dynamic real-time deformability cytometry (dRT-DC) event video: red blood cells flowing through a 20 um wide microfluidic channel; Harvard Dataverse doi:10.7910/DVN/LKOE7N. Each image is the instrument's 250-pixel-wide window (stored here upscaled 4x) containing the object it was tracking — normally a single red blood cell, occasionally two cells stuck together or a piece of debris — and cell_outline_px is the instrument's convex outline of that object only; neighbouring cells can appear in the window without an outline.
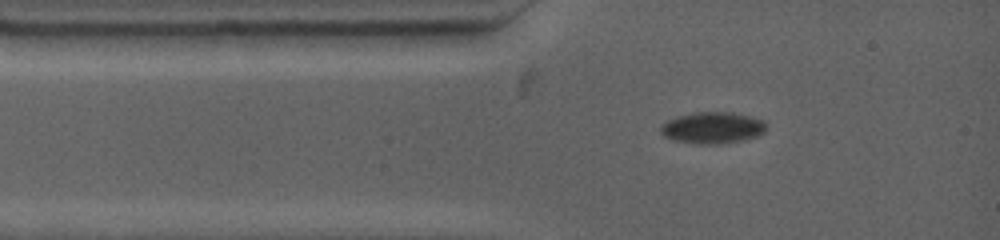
{"species": "common noctule bat (a hibernating species)", "species_latin": "Nyctalus noctula", "temperature_condition": "warm", "stored_images_in_passage": 5, "camera_frame_rate_fps": 4500, "um_per_image_px": 0.085, "animal": {"sex": "female", "body_mass_g": 19.0, "forearm_length_mm": 53.3}, "frame": {"image": 1, "passage_image": 2, "time_ms": 0.889, "image_size_px": [1000, 240], "cell_outline_px": [[768, 128], [764, 132], [756, 136], [740, 140], [720, 144], [692, 144], [672, 140], [664, 136], [660, 132], [660, 124], [676, 116], [696, 112], [732, 112], [752, 116], [764, 120]], "centroid_in_image_um": [60.54, 10.86], "position_along_channel_um": 24.5, "area_um2": 19.71}}
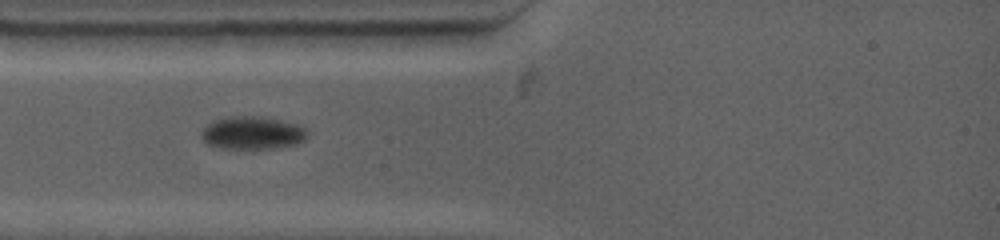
{"frame": {"image": 2, "passage_image": 4, "time_ms": 2.222, "image_size_px": [1000, 240], "cell_outline_px": [[308, 136], [304, 140], [296, 144], [276, 148], [220, 148], [208, 144], [204, 140], [200, 132], [212, 120], [232, 116], [260, 116], [280, 120], [296, 124], [304, 128], [308, 132]], "centroid_in_image_um": [21.45, 11.29], "position_along_channel_um": 63.5, "area_um2": 20.23}}
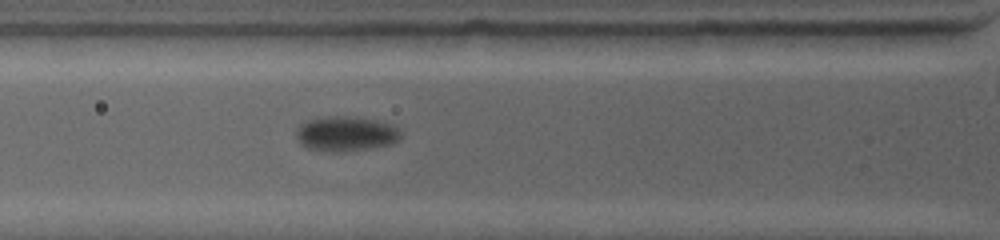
{"frame": {"image": 3, "passage_image": 5, "time_ms": 3.111, "image_size_px": [1000, 240], "cell_outline_px": [[400, 136], [392, 144], [368, 148], [336, 152], [332, 152], [308, 148], [300, 144], [296, 140], [296, 128], [300, 124], [308, 120], [324, 116], [348, 116], [376, 120], [388, 124], [396, 128], [400, 132]], "centroid_in_image_um": [29.32, 11.36], "position_along_channel_um": 96.5, "area_um2": 21.1}}